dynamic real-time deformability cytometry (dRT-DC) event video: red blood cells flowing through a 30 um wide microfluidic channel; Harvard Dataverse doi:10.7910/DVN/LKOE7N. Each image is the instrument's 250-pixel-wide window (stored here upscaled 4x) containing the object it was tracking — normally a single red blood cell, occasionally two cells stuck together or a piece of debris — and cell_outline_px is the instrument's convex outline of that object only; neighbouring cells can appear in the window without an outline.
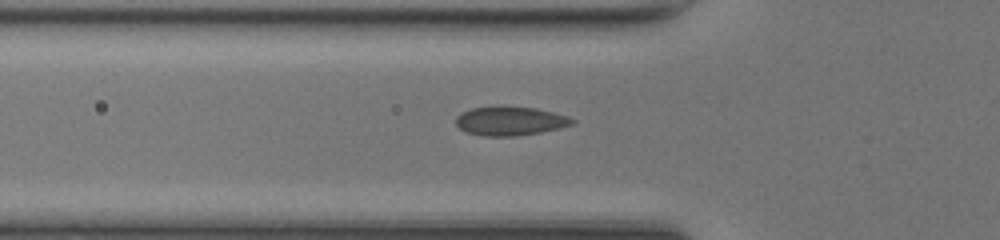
{"species": "common noctule bat (a hibernating species)", "species_latin": "Nyctalus noctula", "temperature_condition": "room temperature", "stored_images_in_passage": 31, "camera_frame_rate_fps": 3000, "um_per_image_px": 0.085, "animal": {"sex": "female", "body_mass_g": 17.0, "forearm_length_mm": 48.0}, "frame": {"image": 1, "passage_image": 5, "time_ms": 1.333, "image_size_px": [1000, 240], "cell_outline_px": [[576, 124], [560, 128], [540, 132], [516, 136], [484, 136], [464, 132], [456, 124], [456, 116], [460, 112], [472, 108], [500, 104], [536, 108], [568, 116], [576, 120]], "centroid_in_image_um": [43.35, 10.26], "position_along_channel_um": 82.4, "area_um2": 20.23}}
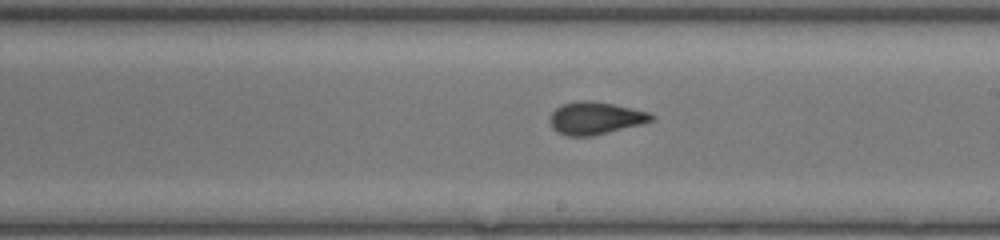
{"frame": {"image": 2, "passage_image": 16, "time_ms": 5.0, "image_size_px": [1000, 240], "cell_outline_px": [[656, 116], [652, 120], [640, 124], [592, 136], [568, 136], [556, 132], [552, 128], [548, 120], [552, 112], [560, 104], [584, 100], [588, 100], [612, 104], [632, 108], [648, 112]], "centroid_in_image_um": [50.55, 10.04], "position_along_channel_um": 238.4, "area_um2": 19.13}}
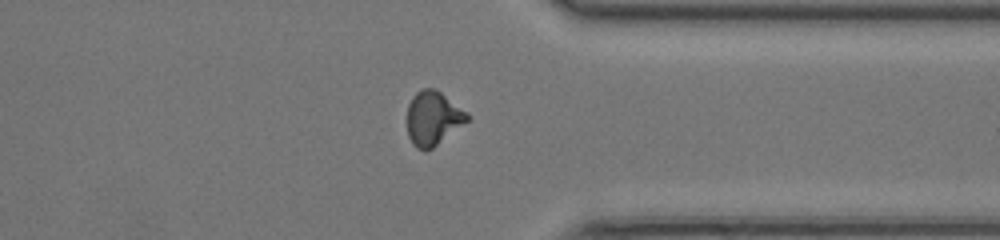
{"frame": {"image": 3, "passage_image": 26, "time_ms": 8.333, "image_size_px": [1000, 240], "cell_outline_px": [[468, 120], [432, 148], [416, 148], [412, 144], [408, 136], [408, 104], [412, 96], [416, 92], [424, 88], [432, 88], [440, 92], [468, 112]], "centroid_in_image_um": [36.79, 10.02], "position_along_channel_um": 374.6, "area_um2": 18.5}, "authors_computed_cell_mechanics": {"area_um2": 19.1318, "velocity_mm_per_s": 4.2296, "shape_relaxation_time_tau1_ms": 6.6507, "shape_relaxation_time_tau2_ms": 0.819, "deformation_change_tau1": 0.1484, "deformation_change_tau2": 0.0406}}